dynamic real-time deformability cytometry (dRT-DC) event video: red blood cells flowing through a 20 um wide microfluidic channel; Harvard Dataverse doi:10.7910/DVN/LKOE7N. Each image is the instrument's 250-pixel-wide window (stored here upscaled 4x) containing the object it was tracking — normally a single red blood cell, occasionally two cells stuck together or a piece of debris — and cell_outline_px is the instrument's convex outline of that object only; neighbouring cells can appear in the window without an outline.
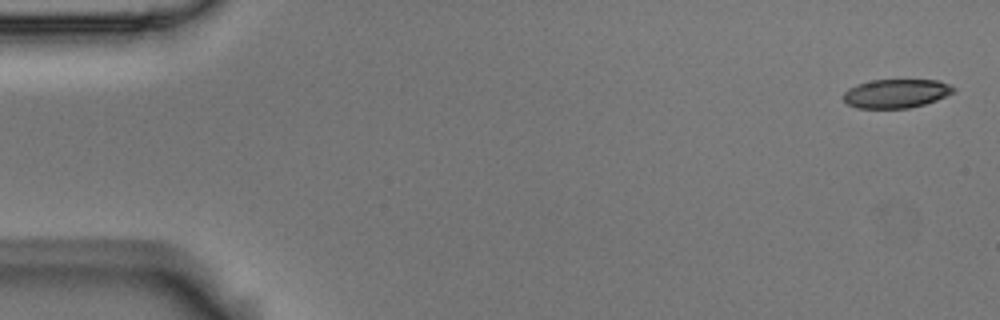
{"species": "Egyptian fruit bat (a non-hibernating species)", "species_latin": "Rousettus aegyptiacus", "temperature_condition": "room temperature", "stored_images_in_passage": 4, "camera_frame_rate_fps": 3000, "um_per_image_px": 0.085, "animal": {"sex": "male"}, "frame": {"image": 1, "passage_image": 1, "time_ms": 0.0, "image_size_px": [1000, 320], "cell_outline_px": [[956, 92], [936, 100], [924, 104], [908, 108], [856, 108], [848, 104], [840, 96], [848, 88], [856, 84], [872, 80], [940, 80], [956, 88]], "centroid_in_image_um": [76.16, 7.94], "position_along_channel_um": 8.8, "area_um2": 18.67}}